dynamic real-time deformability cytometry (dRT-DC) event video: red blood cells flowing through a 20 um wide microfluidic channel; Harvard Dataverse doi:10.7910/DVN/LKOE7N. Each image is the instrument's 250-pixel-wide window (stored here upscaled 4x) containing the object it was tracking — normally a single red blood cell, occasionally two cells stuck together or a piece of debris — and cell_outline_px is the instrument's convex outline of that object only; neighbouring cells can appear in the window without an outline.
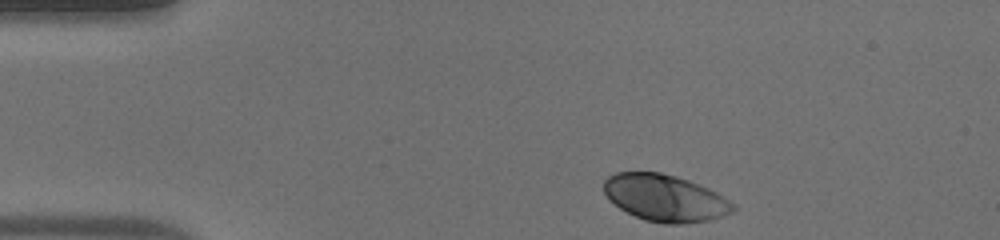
{"species": "human", "species_latin": "Homo sapiens", "temperature_condition": "warm", "stored_images_in_passage": 41, "camera_frame_rate_fps": 3000, "um_per_image_px": 0.085, "donor": {"sex": "male"}, "frame": {"image": 1, "passage_image": 1, "time_ms": 0.0, "image_size_px": [1000, 240], "cell_outline_px": [[736, 208], [732, 212], [708, 220], [680, 224], [664, 224], [644, 220], [620, 208], [604, 192], [604, 180], [608, 176], [616, 172], [660, 172], [676, 176], [688, 180], [708, 188], [716, 192], [728, 200]], "centroid_in_image_um": [56.52, 16.82], "position_along_channel_um": 28.5, "area_um2": 34.85}}
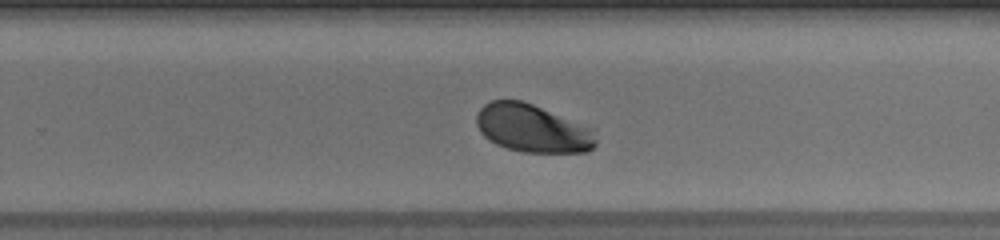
{"frame": {"image": 2, "passage_image": 24, "time_ms": 7.667, "image_size_px": [1000, 240], "cell_outline_px": [[596, 144], [588, 152], [520, 152], [496, 144], [488, 140], [480, 132], [476, 124], [476, 116], [480, 108], [484, 104], [492, 100], [520, 100], [532, 104], [596, 128]], "centroid_in_image_um": [45.29, 10.91], "position_along_channel_um": 284.5, "area_um2": 33.76}}
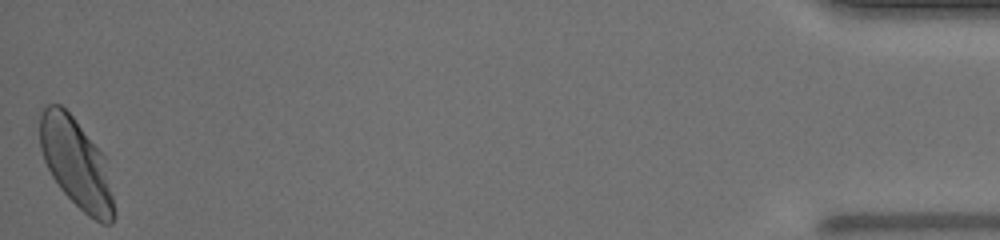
{"frame": {"image": 3, "passage_image": 41, "time_ms": 13.333, "image_size_px": [1000, 240], "cell_outline_px": [[116, 216], [112, 224], [100, 224], [88, 216], [60, 188], [52, 176], [44, 160], [40, 148], [40, 112], [48, 104], [60, 104], [72, 116], [104, 156], [116, 212]], "centroid_in_image_um": [6.48, 13.93], "position_along_channel_um": 428.7, "area_um2": 38.21}, "authors_computed_cell_mechanics": {"area_um2": 34.3332, "velocity_mm_per_s": 4.189, "shape_relaxation_time_tau1_ms": 1.873, "shape_relaxation_time_tau2_ms": null, "deformation_change_tau1": 0.1399, "deformation_change_tau2": null}}